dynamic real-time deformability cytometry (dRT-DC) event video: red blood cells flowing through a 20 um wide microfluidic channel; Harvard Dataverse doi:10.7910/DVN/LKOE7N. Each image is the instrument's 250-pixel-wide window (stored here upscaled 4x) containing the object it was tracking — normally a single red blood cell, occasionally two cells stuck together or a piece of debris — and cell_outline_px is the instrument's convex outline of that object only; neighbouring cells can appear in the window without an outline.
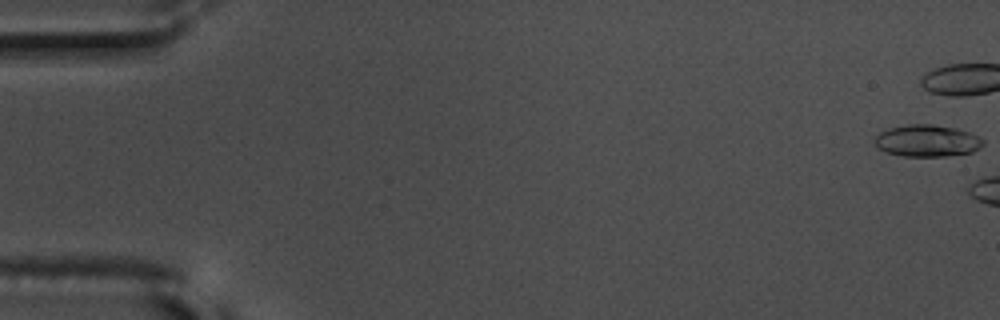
{"species": "common noctule bat (a hibernating species)", "species_latin": "Nyctalus noctula", "temperature_condition": "warm", "stored_images_in_passage": 6, "camera_frame_rate_fps": 3000, "um_per_image_px": 0.085, "animal": {"sex": "male", "body_mass_g": 17.5, "forearm_length_mm": 52.3}, "frame": {"image": 1, "passage_image": 1, "time_ms": 0.0, "image_size_px": [1000, 320], "cell_outline_px": [[984, 144], [980, 148], [972, 152], [944, 156], [904, 156], [884, 152], [876, 148], [872, 140], [880, 132], [888, 128], [908, 124], [932, 124], [956, 128], [972, 132], [980, 136], [984, 140]], "centroid_in_image_um": [78.79, 11.96], "position_along_channel_um": 6.2, "area_um2": 20.52}}